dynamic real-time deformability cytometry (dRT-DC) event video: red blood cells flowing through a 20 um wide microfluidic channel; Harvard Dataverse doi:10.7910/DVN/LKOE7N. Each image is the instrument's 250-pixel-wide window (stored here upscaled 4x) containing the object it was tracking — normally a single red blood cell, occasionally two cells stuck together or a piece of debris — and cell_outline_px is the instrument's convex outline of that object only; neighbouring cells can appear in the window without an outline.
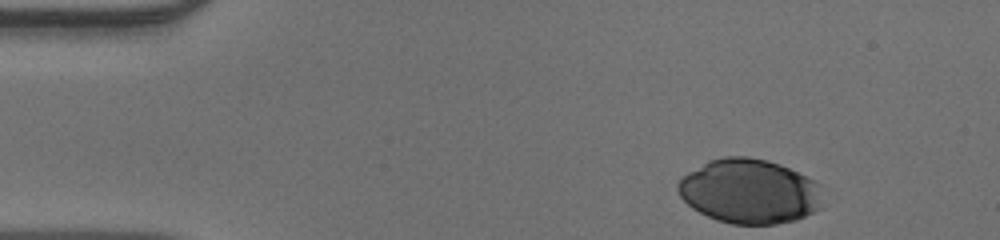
{"species": "human", "species_latin": "Homo sapiens", "temperature_condition": "warm", "stored_images_in_passage": 35, "camera_frame_rate_fps": 3000, "um_per_image_px": 0.085, "donor": {"sex": "male"}, "frame": {"image": 1, "passage_image": 1, "time_ms": 0.0, "image_size_px": [1000, 240], "cell_outline_px": [[820, 208], [796, 220], [776, 224], [732, 224], [716, 220], [692, 208], [680, 196], [676, 188], [676, 184], [688, 172], [708, 160], [724, 156], [748, 156], [768, 160], [780, 164], [820, 184]], "centroid_in_image_um": [63.66, 16.26], "position_along_channel_um": 21.3, "area_um2": 54.33}}